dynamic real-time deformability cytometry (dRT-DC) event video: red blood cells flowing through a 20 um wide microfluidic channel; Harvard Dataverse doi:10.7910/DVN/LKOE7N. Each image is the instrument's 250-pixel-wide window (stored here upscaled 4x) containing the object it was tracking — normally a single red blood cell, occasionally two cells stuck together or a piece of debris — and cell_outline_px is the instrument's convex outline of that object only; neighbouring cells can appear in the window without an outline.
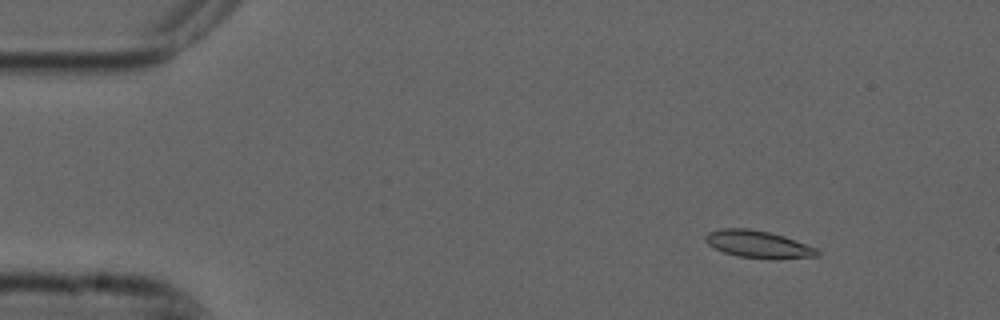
{"species": "common noctule bat (a hibernating species)", "species_latin": "Nyctalus noctula", "temperature_condition": "cold", "stored_images_in_passage": 4, "camera_frame_rate_fps": 3000, "um_per_image_px": 0.085, "animal": {"sex": "male", "forearm_length_mm": 52.5}, "frame": {"image": 1, "passage_image": 2, "time_ms": 0.333, "image_size_px": [1000, 320], "cell_outline_px": [[820, 256], [776, 260], [768, 260], [736, 256], [724, 252], [708, 244], [704, 240], [704, 236], [708, 232], [724, 228], [748, 228], [768, 232], [784, 236], [816, 248], [820, 252]], "centroid_in_image_um": [64.47, 20.79], "position_along_channel_um": 20.5, "area_um2": 18.03}}